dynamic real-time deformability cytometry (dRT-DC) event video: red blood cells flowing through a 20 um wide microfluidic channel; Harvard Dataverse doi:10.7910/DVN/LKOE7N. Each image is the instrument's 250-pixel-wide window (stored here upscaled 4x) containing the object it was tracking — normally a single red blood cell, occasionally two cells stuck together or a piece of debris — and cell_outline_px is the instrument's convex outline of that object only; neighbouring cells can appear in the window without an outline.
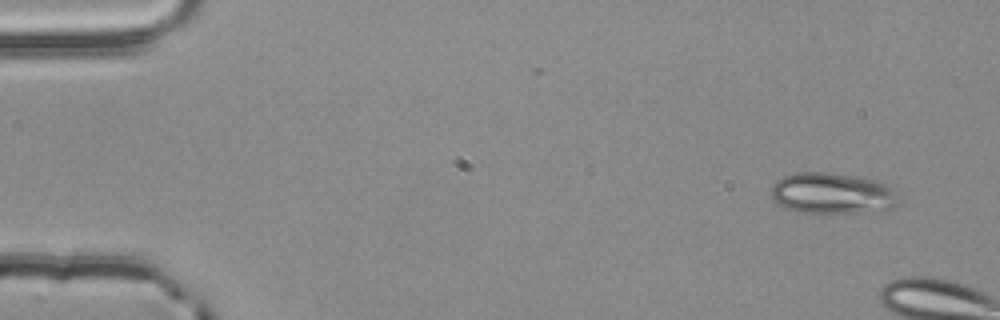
{"species": "common noctule bat (a hibernating species)", "species_latin": "Nyctalus noctula", "temperature_condition": "room temperature", "stored_images_in_passage": 5, "camera_frame_rate_fps": 3000, "um_per_image_px": 0.085, "animal": {"sex": "male", "body_mass_g": 20.4}, "frame": {"image": 1, "passage_image": 1, "time_ms": 0.0, "image_size_px": [1000, 320], "cell_outline_px": [[900, 196], [896, 204], [892, 208], [884, 212], [796, 212], [784, 208], [776, 204], [772, 196], [772, 184], [776, 180], [784, 176], [796, 172], [828, 172], [864, 176], [880, 180], [888, 184]], "centroid_in_image_um": [70.8, 16.42], "position_along_channel_um": 14.2, "area_um2": 31.33}}